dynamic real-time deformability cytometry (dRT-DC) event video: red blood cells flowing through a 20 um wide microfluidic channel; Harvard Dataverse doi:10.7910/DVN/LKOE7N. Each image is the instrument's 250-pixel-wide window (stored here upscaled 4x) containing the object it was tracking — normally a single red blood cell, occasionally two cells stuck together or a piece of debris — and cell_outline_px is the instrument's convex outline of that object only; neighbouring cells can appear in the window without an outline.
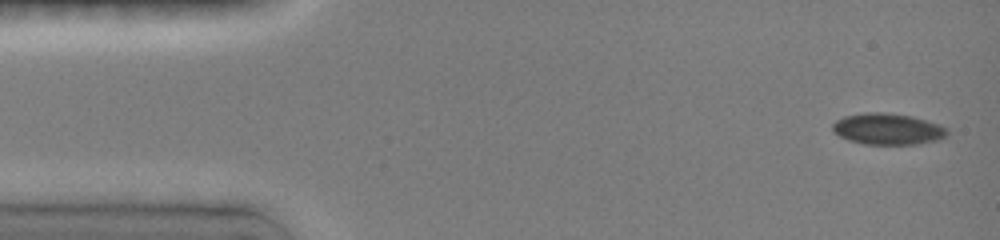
{"species": "common noctule bat (a hibernating species)", "species_latin": "Nyctalus noctula", "temperature_condition": "room temperature", "stored_images_in_passage": 4, "camera_frame_rate_fps": 3000, "um_per_image_px": 0.085, "animal": {"sex": "female", "body_mass_g": 19.0, "forearm_length_mm": 51.5}, "frame": {"image": 1, "passage_image": 1, "time_ms": 0.0, "image_size_px": [1000, 240], "cell_outline_px": [[948, 132], [940, 140], [916, 144], [864, 144], [848, 140], [832, 132], [832, 124], [836, 120], [844, 116], [864, 112], [884, 112], [912, 116], [940, 124], [948, 128]], "centroid_in_image_um": [75.45, 10.96], "position_along_channel_um": 9.6, "area_um2": 21.1}}